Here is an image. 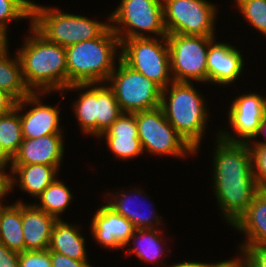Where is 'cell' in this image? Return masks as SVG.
Here are the masks:
<instances>
[{
    "label": "cell",
    "instance_id": "cell-1",
    "mask_svg": "<svg viewBox=\"0 0 266 267\" xmlns=\"http://www.w3.org/2000/svg\"><path fill=\"white\" fill-rule=\"evenodd\" d=\"M213 186L225 221L233 226L261 190L253 175L248 143L228 142L216 136Z\"/></svg>",
    "mask_w": 266,
    "mask_h": 267
},
{
    "label": "cell",
    "instance_id": "cell-2",
    "mask_svg": "<svg viewBox=\"0 0 266 267\" xmlns=\"http://www.w3.org/2000/svg\"><path fill=\"white\" fill-rule=\"evenodd\" d=\"M31 36L23 41L17 55L21 62L22 75L32 93L63 92L67 88L66 49L47 41L30 22Z\"/></svg>",
    "mask_w": 266,
    "mask_h": 267
},
{
    "label": "cell",
    "instance_id": "cell-3",
    "mask_svg": "<svg viewBox=\"0 0 266 267\" xmlns=\"http://www.w3.org/2000/svg\"><path fill=\"white\" fill-rule=\"evenodd\" d=\"M66 49L67 87L73 84L106 83L114 71L121 50L118 36L109 27L100 37Z\"/></svg>",
    "mask_w": 266,
    "mask_h": 267
},
{
    "label": "cell",
    "instance_id": "cell-4",
    "mask_svg": "<svg viewBox=\"0 0 266 267\" xmlns=\"http://www.w3.org/2000/svg\"><path fill=\"white\" fill-rule=\"evenodd\" d=\"M193 85L173 81L162 89L160 107L168 122L198 153L210 113L205 98Z\"/></svg>",
    "mask_w": 266,
    "mask_h": 267
},
{
    "label": "cell",
    "instance_id": "cell-5",
    "mask_svg": "<svg viewBox=\"0 0 266 267\" xmlns=\"http://www.w3.org/2000/svg\"><path fill=\"white\" fill-rule=\"evenodd\" d=\"M31 26L47 41L66 48L100 37L110 27V23L64 13L57 7H44L32 2Z\"/></svg>",
    "mask_w": 266,
    "mask_h": 267
},
{
    "label": "cell",
    "instance_id": "cell-6",
    "mask_svg": "<svg viewBox=\"0 0 266 267\" xmlns=\"http://www.w3.org/2000/svg\"><path fill=\"white\" fill-rule=\"evenodd\" d=\"M120 55L127 66L154 81L162 89L174 81L166 37L124 39L121 41Z\"/></svg>",
    "mask_w": 266,
    "mask_h": 267
},
{
    "label": "cell",
    "instance_id": "cell-7",
    "mask_svg": "<svg viewBox=\"0 0 266 267\" xmlns=\"http://www.w3.org/2000/svg\"><path fill=\"white\" fill-rule=\"evenodd\" d=\"M107 19L120 42L146 33L167 37L162 0H121Z\"/></svg>",
    "mask_w": 266,
    "mask_h": 267
},
{
    "label": "cell",
    "instance_id": "cell-8",
    "mask_svg": "<svg viewBox=\"0 0 266 267\" xmlns=\"http://www.w3.org/2000/svg\"><path fill=\"white\" fill-rule=\"evenodd\" d=\"M117 65L106 83L109 82L122 112L137 113L161 106L162 88L158 84L131 69L121 59Z\"/></svg>",
    "mask_w": 266,
    "mask_h": 267
},
{
    "label": "cell",
    "instance_id": "cell-9",
    "mask_svg": "<svg viewBox=\"0 0 266 267\" xmlns=\"http://www.w3.org/2000/svg\"><path fill=\"white\" fill-rule=\"evenodd\" d=\"M171 74L177 82H207V52L215 36L167 34Z\"/></svg>",
    "mask_w": 266,
    "mask_h": 267
},
{
    "label": "cell",
    "instance_id": "cell-10",
    "mask_svg": "<svg viewBox=\"0 0 266 267\" xmlns=\"http://www.w3.org/2000/svg\"><path fill=\"white\" fill-rule=\"evenodd\" d=\"M138 138L144 152L151 155H171L177 158L196 151L168 122L161 107L135 113Z\"/></svg>",
    "mask_w": 266,
    "mask_h": 267
},
{
    "label": "cell",
    "instance_id": "cell-11",
    "mask_svg": "<svg viewBox=\"0 0 266 267\" xmlns=\"http://www.w3.org/2000/svg\"><path fill=\"white\" fill-rule=\"evenodd\" d=\"M167 34L215 36L217 5L206 0H162Z\"/></svg>",
    "mask_w": 266,
    "mask_h": 267
},
{
    "label": "cell",
    "instance_id": "cell-12",
    "mask_svg": "<svg viewBox=\"0 0 266 267\" xmlns=\"http://www.w3.org/2000/svg\"><path fill=\"white\" fill-rule=\"evenodd\" d=\"M264 98L256 92L236 97L228 110V118L237 137L224 130L218 131V136L228 142L249 143L254 140L265 115Z\"/></svg>",
    "mask_w": 266,
    "mask_h": 267
},
{
    "label": "cell",
    "instance_id": "cell-13",
    "mask_svg": "<svg viewBox=\"0 0 266 267\" xmlns=\"http://www.w3.org/2000/svg\"><path fill=\"white\" fill-rule=\"evenodd\" d=\"M93 239L108 249L125 248L135 232L134 225L107 204L96 210L91 221Z\"/></svg>",
    "mask_w": 266,
    "mask_h": 267
},
{
    "label": "cell",
    "instance_id": "cell-14",
    "mask_svg": "<svg viewBox=\"0 0 266 267\" xmlns=\"http://www.w3.org/2000/svg\"><path fill=\"white\" fill-rule=\"evenodd\" d=\"M215 40L209 44L207 52V83L230 85L242 74L243 55L231 44Z\"/></svg>",
    "mask_w": 266,
    "mask_h": 267
},
{
    "label": "cell",
    "instance_id": "cell-15",
    "mask_svg": "<svg viewBox=\"0 0 266 267\" xmlns=\"http://www.w3.org/2000/svg\"><path fill=\"white\" fill-rule=\"evenodd\" d=\"M46 93H31L23 98V108L33 106L20 114L24 139L39 138L51 134H63L60 128V109L57 106L44 105L41 95ZM35 105V106H34Z\"/></svg>",
    "mask_w": 266,
    "mask_h": 267
},
{
    "label": "cell",
    "instance_id": "cell-16",
    "mask_svg": "<svg viewBox=\"0 0 266 267\" xmlns=\"http://www.w3.org/2000/svg\"><path fill=\"white\" fill-rule=\"evenodd\" d=\"M62 135L24 139L12 157V165L43 164L60 167L65 148Z\"/></svg>",
    "mask_w": 266,
    "mask_h": 267
},
{
    "label": "cell",
    "instance_id": "cell-17",
    "mask_svg": "<svg viewBox=\"0 0 266 267\" xmlns=\"http://www.w3.org/2000/svg\"><path fill=\"white\" fill-rule=\"evenodd\" d=\"M100 137L105 138L115 158L127 160L144 153L135 113L123 112Z\"/></svg>",
    "mask_w": 266,
    "mask_h": 267
},
{
    "label": "cell",
    "instance_id": "cell-18",
    "mask_svg": "<svg viewBox=\"0 0 266 267\" xmlns=\"http://www.w3.org/2000/svg\"><path fill=\"white\" fill-rule=\"evenodd\" d=\"M57 219L37 208L33 203L22 202V229L25 250H47L51 232Z\"/></svg>",
    "mask_w": 266,
    "mask_h": 267
},
{
    "label": "cell",
    "instance_id": "cell-19",
    "mask_svg": "<svg viewBox=\"0 0 266 267\" xmlns=\"http://www.w3.org/2000/svg\"><path fill=\"white\" fill-rule=\"evenodd\" d=\"M59 168L43 164L12 165L9 172L10 191L17 184L24 192L37 198L56 179Z\"/></svg>",
    "mask_w": 266,
    "mask_h": 267
},
{
    "label": "cell",
    "instance_id": "cell-20",
    "mask_svg": "<svg viewBox=\"0 0 266 267\" xmlns=\"http://www.w3.org/2000/svg\"><path fill=\"white\" fill-rule=\"evenodd\" d=\"M119 192L117 194L115 193L114 196L113 194L108 193L110 198L108 199L107 205L111 207L115 212H117L118 214L124 216L127 220H129L134 225L135 229H155L162 226L161 224L162 221L160 220V217L157 216L158 214L154 212L153 209H150L151 213H149L150 211L148 210L147 215L142 211L141 208L137 209L136 206H141L142 201L141 200H140L141 202L137 201L136 199L138 198H135V196L137 195H139V197L142 196L141 198L143 199L144 196L145 197L147 196L144 194V191H142L139 188L138 189L133 188L132 192L135 194L134 197L132 196V194L130 195L129 192L124 191L123 189ZM135 201L141 204L138 205L134 204ZM133 206H135L136 208Z\"/></svg>",
    "mask_w": 266,
    "mask_h": 267
},
{
    "label": "cell",
    "instance_id": "cell-21",
    "mask_svg": "<svg viewBox=\"0 0 266 267\" xmlns=\"http://www.w3.org/2000/svg\"><path fill=\"white\" fill-rule=\"evenodd\" d=\"M232 227L247 237L246 242L238 246L266 244V189H261L255 195L247 211Z\"/></svg>",
    "mask_w": 266,
    "mask_h": 267
},
{
    "label": "cell",
    "instance_id": "cell-22",
    "mask_svg": "<svg viewBox=\"0 0 266 267\" xmlns=\"http://www.w3.org/2000/svg\"><path fill=\"white\" fill-rule=\"evenodd\" d=\"M57 219L54 223L48 250L65 255L74 260H88L85 238L80 227Z\"/></svg>",
    "mask_w": 266,
    "mask_h": 267
},
{
    "label": "cell",
    "instance_id": "cell-23",
    "mask_svg": "<svg viewBox=\"0 0 266 267\" xmlns=\"http://www.w3.org/2000/svg\"><path fill=\"white\" fill-rule=\"evenodd\" d=\"M86 89V91H84ZM66 91H83L78 94L79 98L74 100L73 112L79 122L78 125L87 135L97 137L98 117V83L73 84L65 89Z\"/></svg>",
    "mask_w": 266,
    "mask_h": 267
},
{
    "label": "cell",
    "instance_id": "cell-24",
    "mask_svg": "<svg viewBox=\"0 0 266 267\" xmlns=\"http://www.w3.org/2000/svg\"><path fill=\"white\" fill-rule=\"evenodd\" d=\"M0 242L16 252L25 251L22 229V201L5 205L0 210Z\"/></svg>",
    "mask_w": 266,
    "mask_h": 267
},
{
    "label": "cell",
    "instance_id": "cell-25",
    "mask_svg": "<svg viewBox=\"0 0 266 267\" xmlns=\"http://www.w3.org/2000/svg\"><path fill=\"white\" fill-rule=\"evenodd\" d=\"M8 49L0 53V89L12 95L17 101L32 92L26 86L19 57L10 58Z\"/></svg>",
    "mask_w": 266,
    "mask_h": 267
},
{
    "label": "cell",
    "instance_id": "cell-26",
    "mask_svg": "<svg viewBox=\"0 0 266 267\" xmlns=\"http://www.w3.org/2000/svg\"><path fill=\"white\" fill-rule=\"evenodd\" d=\"M161 232L164 231H161L159 228L136 229L129 241V243L131 242L132 245L135 246L130 247L132 250L129 248L126 253L129 255L131 252L135 253V255L145 263L151 262L157 264L159 261V264L162 263L166 267V263L160 261L162 254L165 252L162 244L164 239L161 238Z\"/></svg>",
    "mask_w": 266,
    "mask_h": 267
},
{
    "label": "cell",
    "instance_id": "cell-27",
    "mask_svg": "<svg viewBox=\"0 0 266 267\" xmlns=\"http://www.w3.org/2000/svg\"><path fill=\"white\" fill-rule=\"evenodd\" d=\"M37 198L40 203H33L37 208L61 219V213L69 207L73 195L69 188L56 178Z\"/></svg>",
    "mask_w": 266,
    "mask_h": 267
},
{
    "label": "cell",
    "instance_id": "cell-28",
    "mask_svg": "<svg viewBox=\"0 0 266 267\" xmlns=\"http://www.w3.org/2000/svg\"><path fill=\"white\" fill-rule=\"evenodd\" d=\"M21 110H24L23 99L17 101L11 112L0 115V143L12 157L24 140L20 119Z\"/></svg>",
    "mask_w": 266,
    "mask_h": 267
},
{
    "label": "cell",
    "instance_id": "cell-29",
    "mask_svg": "<svg viewBox=\"0 0 266 267\" xmlns=\"http://www.w3.org/2000/svg\"><path fill=\"white\" fill-rule=\"evenodd\" d=\"M106 85L107 83H98L97 138L123 113L113 90Z\"/></svg>",
    "mask_w": 266,
    "mask_h": 267
},
{
    "label": "cell",
    "instance_id": "cell-30",
    "mask_svg": "<svg viewBox=\"0 0 266 267\" xmlns=\"http://www.w3.org/2000/svg\"><path fill=\"white\" fill-rule=\"evenodd\" d=\"M235 1L246 22L266 36V0Z\"/></svg>",
    "mask_w": 266,
    "mask_h": 267
},
{
    "label": "cell",
    "instance_id": "cell-31",
    "mask_svg": "<svg viewBox=\"0 0 266 267\" xmlns=\"http://www.w3.org/2000/svg\"><path fill=\"white\" fill-rule=\"evenodd\" d=\"M30 0H0V26L6 31L9 20L32 19Z\"/></svg>",
    "mask_w": 266,
    "mask_h": 267
},
{
    "label": "cell",
    "instance_id": "cell-32",
    "mask_svg": "<svg viewBox=\"0 0 266 267\" xmlns=\"http://www.w3.org/2000/svg\"><path fill=\"white\" fill-rule=\"evenodd\" d=\"M239 248L242 267H266V244H250Z\"/></svg>",
    "mask_w": 266,
    "mask_h": 267
},
{
    "label": "cell",
    "instance_id": "cell-33",
    "mask_svg": "<svg viewBox=\"0 0 266 267\" xmlns=\"http://www.w3.org/2000/svg\"><path fill=\"white\" fill-rule=\"evenodd\" d=\"M252 154L254 179L261 189L266 188V147L263 145H249Z\"/></svg>",
    "mask_w": 266,
    "mask_h": 267
},
{
    "label": "cell",
    "instance_id": "cell-34",
    "mask_svg": "<svg viewBox=\"0 0 266 267\" xmlns=\"http://www.w3.org/2000/svg\"><path fill=\"white\" fill-rule=\"evenodd\" d=\"M18 267H52L50 250H25L20 252Z\"/></svg>",
    "mask_w": 266,
    "mask_h": 267
},
{
    "label": "cell",
    "instance_id": "cell-35",
    "mask_svg": "<svg viewBox=\"0 0 266 267\" xmlns=\"http://www.w3.org/2000/svg\"><path fill=\"white\" fill-rule=\"evenodd\" d=\"M52 267H93L88 260H74L65 255L50 251Z\"/></svg>",
    "mask_w": 266,
    "mask_h": 267
},
{
    "label": "cell",
    "instance_id": "cell-36",
    "mask_svg": "<svg viewBox=\"0 0 266 267\" xmlns=\"http://www.w3.org/2000/svg\"><path fill=\"white\" fill-rule=\"evenodd\" d=\"M19 252L8 249L0 242V267H18Z\"/></svg>",
    "mask_w": 266,
    "mask_h": 267
},
{
    "label": "cell",
    "instance_id": "cell-37",
    "mask_svg": "<svg viewBox=\"0 0 266 267\" xmlns=\"http://www.w3.org/2000/svg\"><path fill=\"white\" fill-rule=\"evenodd\" d=\"M17 100L4 90L0 89V115L11 112L16 106Z\"/></svg>",
    "mask_w": 266,
    "mask_h": 267
},
{
    "label": "cell",
    "instance_id": "cell-38",
    "mask_svg": "<svg viewBox=\"0 0 266 267\" xmlns=\"http://www.w3.org/2000/svg\"><path fill=\"white\" fill-rule=\"evenodd\" d=\"M9 176L5 169L0 168V197H5L6 194L10 193Z\"/></svg>",
    "mask_w": 266,
    "mask_h": 267
},
{
    "label": "cell",
    "instance_id": "cell-39",
    "mask_svg": "<svg viewBox=\"0 0 266 267\" xmlns=\"http://www.w3.org/2000/svg\"><path fill=\"white\" fill-rule=\"evenodd\" d=\"M7 165H10V170L12 167V156L6 151V149L0 143V168L7 169Z\"/></svg>",
    "mask_w": 266,
    "mask_h": 267
},
{
    "label": "cell",
    "instance_id": "cell-40",
    "mask_svg": "<svg viewBox=\"0 0 266 267\" xmlns=\"http://www.w3.org/2000/svg\"><path fill=\"white\" fill-rule=\"evenodd\" d=\"M260 134H264V135L266 136V114L264 115V117H263V119H262V121H261V123H260L258 132H257V134H256V136H255L254 138L257 139V136H260ZM265 138H266V137H265ZM256 139H255V141H254V140H251V141L248 143V145H263V146L266 147V141H265V142H262V141L258 142V141H256ZM252 141H253L254 143H252Z\"/></svg>",
    "mask_w": 266,
    "mask_h": 267
},
{
    "label": "cell",
    "instance_id": "cell-41",
    "mask_svg": "<svg viewBox=\"0 0 266 267\" xmlns=\"http://www.w3.org/2000/svg\"><path fill=\"white\" fill-rule=\"evenodd\" d=\"M211 267H242V264H241L240 258H238V255H237V258L235 259L233 258L230 260L216 262Z\"/></svg>",
    "mask_w": 266,
    "mask_h": 267
},
{
    "label": "cell",
    "instance_id": "cell-42",
    "mask_svg": "<svg viewBox=\"0 0 266 267\" xmlns=\"http://www.w3.org/2000/svg\"><path fill=\"white\" fill-rule=\"evenodd\" d=\"M214 263H203V262H179L173 265H166L167 267H211Z\"/></svg>",
    "mask_w": 266,
    "mask_h": 267
},
{
    "label": "cell",
    "instance_id": "cell-43",
    "mask_svg": "<svg viewBox=\"0 0 266 267\" xmlns=\"http://www.w3.org/2000/svg\"><path fill=\"white\" fill-rule=\"evenodd\" d=\"M7 38V31L0 26V53L9 48V42Z\"/></svg>",
    "mask_w": 266,
    "mask_h": 267
},
{
    "label": "cell",
    "instance_id": "cell-44",
    "mask_svg": "<svg viewBox=\"0 0 266 267\" xmlns=\"http://www.w3.org/2000/svg\"><path fill=\"white\" fill-rule=\"evenodd\" d=\"M2 198L3 197H0V210L5 206V205L2 204V201H3Z\"/></svg>",
    "mask_w": 266,
    "mask_h": 267
},
{
    "label": "cell",
    "instance_id": "cell-45",
    "mask_svg": "<svg viewBox=\"0 0 266 267\" xmlns=\"http://www.w3.org/2000/svg\"><path fill=\"white\" fill-rule=\"evenodd\" d=\"M264 103H265V114H266V98H264Z\"/></svg>",
    "mask_w": 266,
    "mask_h": 267
}]
</instances>
